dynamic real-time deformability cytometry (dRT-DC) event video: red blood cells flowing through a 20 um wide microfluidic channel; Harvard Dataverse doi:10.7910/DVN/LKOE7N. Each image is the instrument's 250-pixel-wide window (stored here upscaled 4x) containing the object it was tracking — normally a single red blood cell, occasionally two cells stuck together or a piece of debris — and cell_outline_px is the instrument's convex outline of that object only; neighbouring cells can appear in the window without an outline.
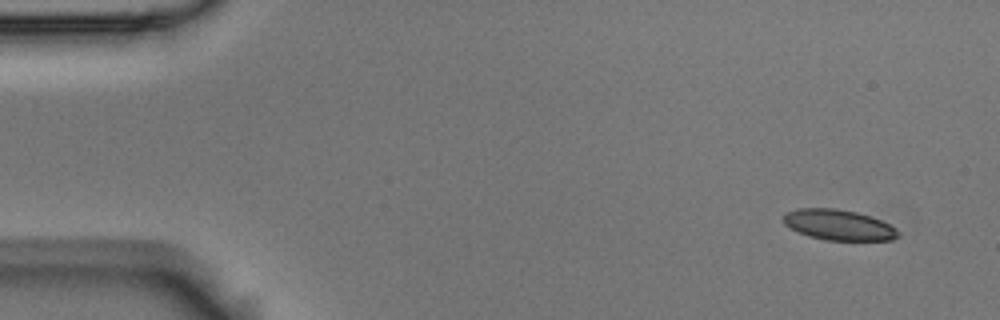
{"species": "Egyptian fruit bat (a non-hibernating species)", "species_latin": "Rousettus aegyptiacus", "temperature_condition": "room temperature", "stored_images_in_passage": 10, "camera_frame_rate_fps": 3000, "um_per_image_px": 0.085, "animal": {"sex": "male"}, "frame": {"image": 1, "passage_image": 1, "time_ms": 0.0, "image_size_px": [1000, 320], "cell_outline_px": [[900, 236], [892, 240], [824, 240], [808, 236], [784, 224], [784, 216], [788, 212], [796, 208], [836, 208], [856, 212], [880, 220], [896, 228], [900, 232]], "centroid_in_image_um": [71.31, 19.12], "position_along_channel_um": 13.7, "area_um2": 20.29}}
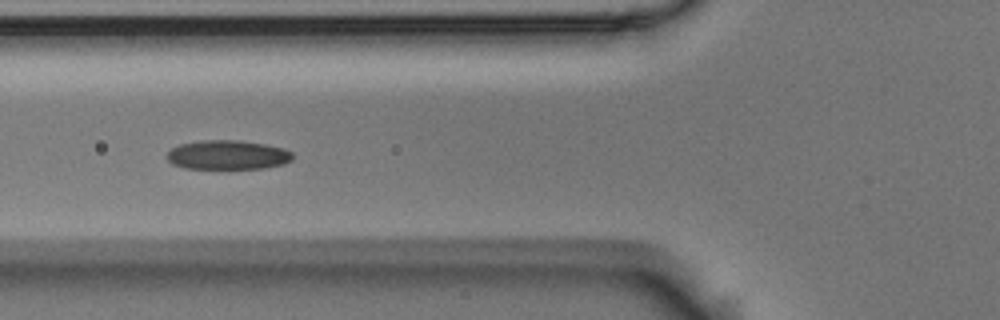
{"frame": {"image": 2, "passage_image": 6, "time_ms": 1.667, "image_size_px": [1000, 320], "cell_outline_px": [[292, 160], [284, 164], [264, 168], [184, 168], [172, 164], [168, 160], [168, 152], [172, 148], [180, 144], [200, 140], [236, 140], [264, 144], [284, 148], [292, 152]], "centroid_in_image_um": [19.36, 13.16], "position_along_channel_um": 106.4, "area_um2": 21.33}}
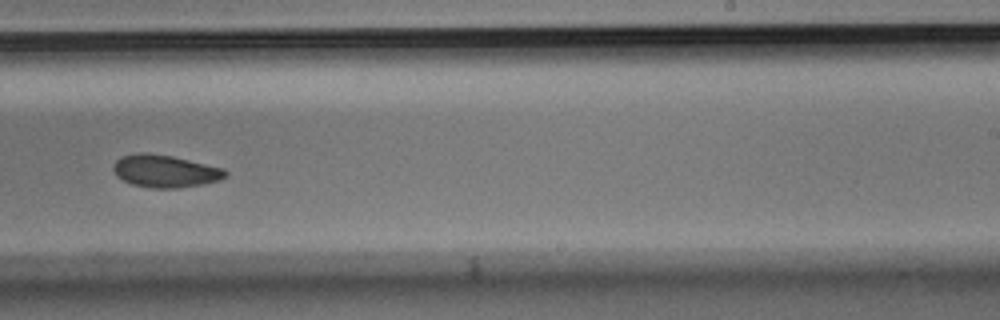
{"frame": {"image": 3, "passage_image": 10, "time_ms": 3.0, "image_size_px": [1000, 320], "cell_outline_px": [[228, 176], [220, 180], [200, 184], [176, 188], [152, 188], [132, 184], [116, 176], [112, 168], [112, 164], [116, 160], [124, 156], [136, 152], [148, 152], [172, 156], [224, 168], [228, 172]], "centroid_in_image_um": [14.02, 14.53], "position_along_channel_um": 275.0, "area_um2": 21.27}}